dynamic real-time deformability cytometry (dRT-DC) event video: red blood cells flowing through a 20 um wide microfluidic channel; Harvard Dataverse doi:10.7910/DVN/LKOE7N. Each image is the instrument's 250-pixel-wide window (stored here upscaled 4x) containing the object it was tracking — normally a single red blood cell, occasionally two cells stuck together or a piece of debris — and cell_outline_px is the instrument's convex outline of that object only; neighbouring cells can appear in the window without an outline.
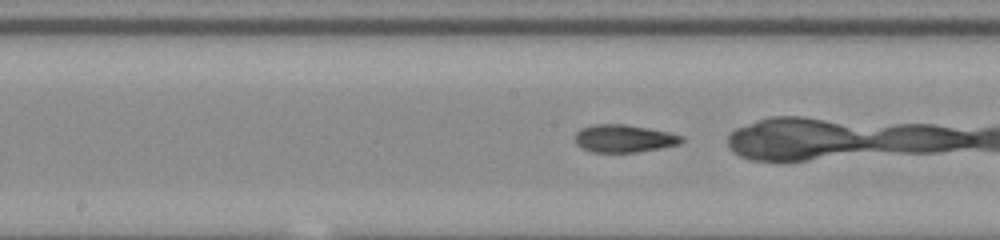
{"species": "common noctule bat (a hibernating species)", "species_latin": "Nyctalus noctula", "temperature_condition": "room temperature", "stored_images_in_passage": 41, "camera_frame_rate_fps": 3000, "um_per_image_px": 0.085, "animal": {"sex": "male", "body_mass_g": 20.0, "forearm_length_mm": 53.3}, "frame": {"image": 1, "passage_image": 26, "time_ms": 8.333, "image_size_px": [1000, 240], "cell_outline_px": [[684, 140], [680, 144], [660, 148], [636, 152], [592, 152], [580, 148], [576, 144], [576, 132], [580, 128], [592, 124], [624, 124], [648, 128], [668, 132], [684, 136]], "centroid_in_image_um": [53.02, 11.77], "position_along_channel_um": 195.2, "area_um2": 17.28}}
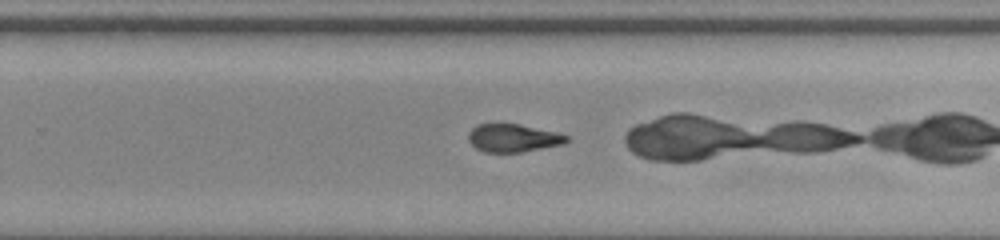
{"frame": {"image": 2, "passage_image": 33, "time_ms": 10.667, "image_size_px": [1000, 240], "cell_outline_px": [[572, 140], [564, 144], [520, 152], [484, 152], [476, 148], [468, 140], [468, 132], [476, 124], [496, 120], [520, 124], [556, 132], [572, 136]], "centroid_in_image_um": [43.61, 11.68], "position_along_channel_um": 286.2, "area_um2": 16.82}}